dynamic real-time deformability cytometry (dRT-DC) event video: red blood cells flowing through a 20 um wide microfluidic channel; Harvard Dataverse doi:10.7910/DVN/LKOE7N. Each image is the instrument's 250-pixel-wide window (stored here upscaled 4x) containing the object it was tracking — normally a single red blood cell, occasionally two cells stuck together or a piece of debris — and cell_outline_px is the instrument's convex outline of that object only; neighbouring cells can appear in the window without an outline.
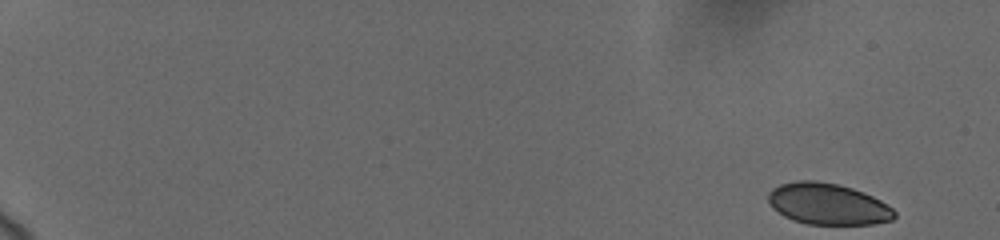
{"species": "human", "species_latin": "Homo sapiens", "temperature_condition": "cold", "stored_images_in_passage": 33, "camera_frame_rate_fps": 3000, "um_per_image_px": 0.085, "donor": {"sex": "female"}, "frame": {"image": 1, "passage_image": 1, "time_ms": 0.0, "image_size_px": [1000, 240], "cell_outline_px": [[896, 216], [892, 220], [872, 224], [808, 224], [792, 220], [784, 216], [772, 208], [768, 200], [768, 192], [772, 188], [780, 184], [796, 180], [816, 180], [836, 184], [852, 188], [864, 192], [888, 204], [896, 212]], "centroid_in_image_um": [70.35, 17.33], "position_along_channel_um": 14.6, "area_um2": 30.58}}
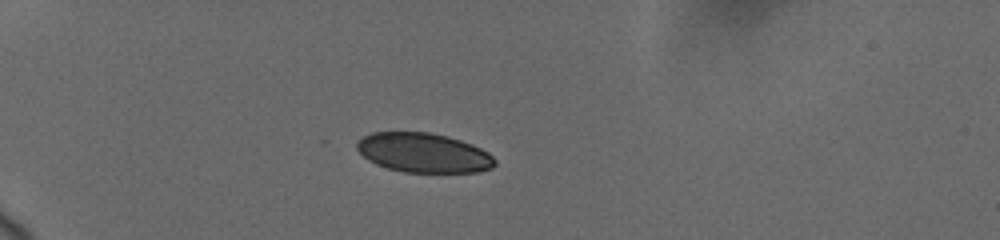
{"frame": {"image": 2, "passage_image": 27, "time_ms": 5.0, "image_size_px": [1000, 240], "cell_outline_px": [[496, 164], [492, 168], [480, 172], [404, 172], [388, 168], [376, 164], [368, 160], [356, 148], [356, 140], [372, 132], [428, 132], [448, 136], [472, 144], [488, 152], [496, 160]], "centroid_in_image_um": [36.0, 12.98], "position_along_channel_um": 49.0, "area_um2": 31.85}}